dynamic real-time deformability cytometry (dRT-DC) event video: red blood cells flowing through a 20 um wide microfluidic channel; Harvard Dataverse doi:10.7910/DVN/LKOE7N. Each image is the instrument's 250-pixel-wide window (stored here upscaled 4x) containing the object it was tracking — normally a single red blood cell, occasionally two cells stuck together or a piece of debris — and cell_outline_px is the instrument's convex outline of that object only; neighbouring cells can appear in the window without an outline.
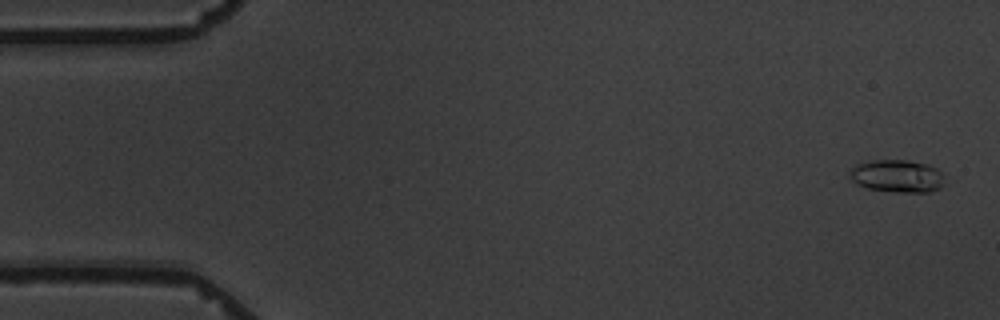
{"species": "common noctule bat (a hibernating species)", "species_latin": "Nyctalus noctula", "temperature_condition": "warm", "stored_images_in_passage": 6, "camera_frame_rate_fps": 3000, "um_per_image_px": 0.085, "animal": {"sex": "male", "body_mass_g": 19.5, "forearm_length_mm": 54.6}, "frame": {"image": 1, "passage_image": 1, "time_ms": 0.0, "image_size_px": [1000, 320], "cell_outline_px": [[944, 184], [940, 188], [928, 192], [896, 192], [868, 188], [856, 184], [848, 176], [852, 168], [856, 164], [872, 160], [908, 160], [928, 164], [936, 168], [940, 172]], "centroid_in_image_um": [76.24, 14.96], "position_along_channel_um": 8.8, "area_um2": 18.03}}